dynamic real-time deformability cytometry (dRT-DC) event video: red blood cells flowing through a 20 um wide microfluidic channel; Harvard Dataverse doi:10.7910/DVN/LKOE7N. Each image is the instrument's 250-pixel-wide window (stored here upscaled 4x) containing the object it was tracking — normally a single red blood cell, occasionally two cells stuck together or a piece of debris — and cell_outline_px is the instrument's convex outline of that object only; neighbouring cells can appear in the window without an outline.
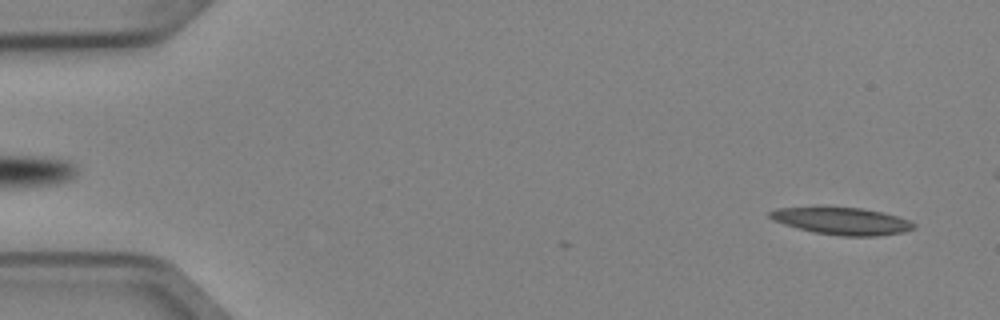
{"species": "Egyptian fruit bat (a non-hibernating species)", "species_latin": "Rousettus aegyptiacus", "temperature_condition": "cold", "stored_images_in_passage": 3, "segment_of_instrument_passage": [2, 2], "camera_frame_rate_fps": 3000, "um_per_image_px": 0.085, "animal": {"sex": "female"}, "frame": {"image": 1, "passage_image": 3, "time_ms": 0.667, "image_size_px": [1000, 320], "cell_outline_px": [[916, 228], [904, 232], [876, 236], [844, 236], [816, 232], [784, 224], [772, 220], [768, 216], [768, 212], [776, 208], [860, 208], [880, 212], [896, 216], [908, 220], [916, 224]], "centroid_in_image_um": [71.59, 18.8], "position_along_channel_um": 13.4, "area_um2": 22.25}}